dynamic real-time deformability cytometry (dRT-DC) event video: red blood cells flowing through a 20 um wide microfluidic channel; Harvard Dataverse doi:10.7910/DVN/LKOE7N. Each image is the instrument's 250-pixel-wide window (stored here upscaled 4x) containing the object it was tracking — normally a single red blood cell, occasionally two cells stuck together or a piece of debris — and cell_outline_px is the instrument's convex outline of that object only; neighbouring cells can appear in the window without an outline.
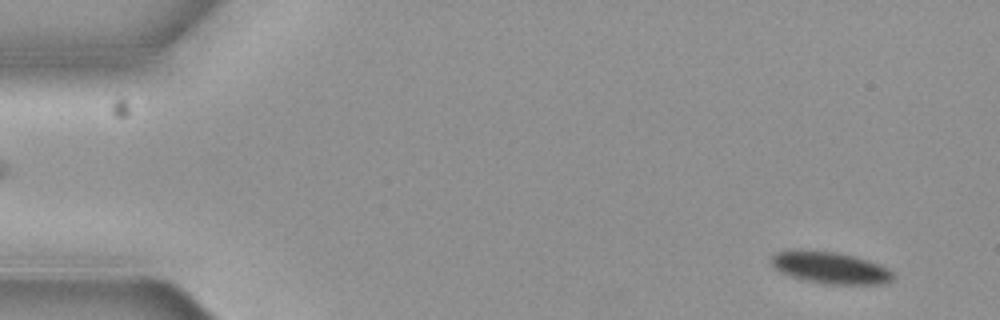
{"species": "common noctule bat (a hibernating species)", "species_latin": "Nyctalus noctula", "temperature_condition": "cold", "stored_images_in_passage": 8, "camera_frame_rate_fps": 3000, "um_per_image_px": 0.085, "animal": {"sex": "female", "body_mass_g": 19.3, "forearm_length_mm": 54.1}, "frame": {"image": 1, "passage_image": 1, "time_ms": 0.0, "image_size_px": [1000, 320], "cell_outline_px": [[896, 276], [888, 284], [824, 284], [804, 280], [780, 272], [772, 268], [768, 260], [776, 252], [796, 248], [836, 252], [856, 256], [880, 264], [896, 272]], "centroid_in_image_um": [70.57, 22.74], "position_along_channel_um": 14.4, "area_um2": 23.41}}
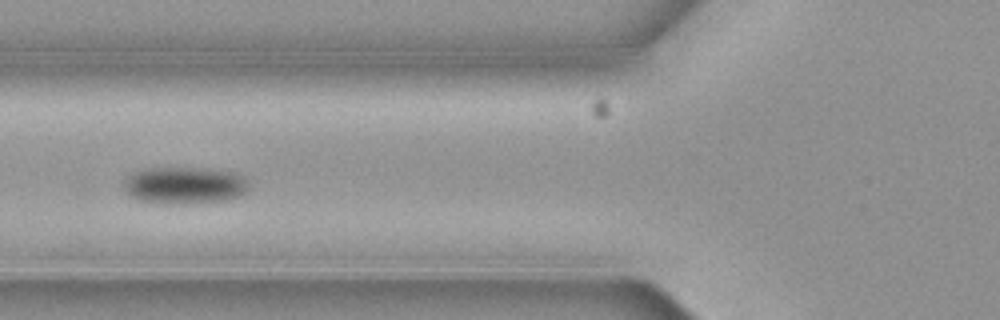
{"frame": {"image": 2, "passage_image": 6, "time_ms": 1.667, "image_size_px": [1000, 320], "cell_outline_px": [[248, 188], [240, 196], [228, 200], [184, 204], [164, 204], [136, 200], [120, 184], [128, 176], [144, 168], [192, 168], [232, 172], [248, 180]], "centroid_in_image_um": [15.64, 15.77], "position_along_channel_um": 110.2, "area_um2": 26.99}}
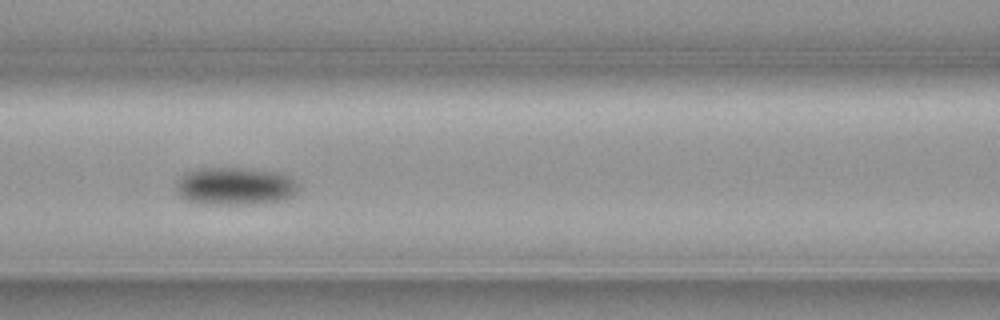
{"frame": {"image": 3, "passage_image": 7, "time_ms": 2.0, "image_size_px": [1000, 320], "cell_outline_px": [[296, 192], [292, 196], [284, 200], [256, 204], [204, 204], [184, 200], [176, 192], [176, 180], [180, 176], [188, 172], [200, 168], [240, 168], [280, 172], [288, 176], [296, 184]], "centroid_in_image_um": [19.93, 15.84], "position_along_channel_um": 146.7, "area_um2": 26.99}}